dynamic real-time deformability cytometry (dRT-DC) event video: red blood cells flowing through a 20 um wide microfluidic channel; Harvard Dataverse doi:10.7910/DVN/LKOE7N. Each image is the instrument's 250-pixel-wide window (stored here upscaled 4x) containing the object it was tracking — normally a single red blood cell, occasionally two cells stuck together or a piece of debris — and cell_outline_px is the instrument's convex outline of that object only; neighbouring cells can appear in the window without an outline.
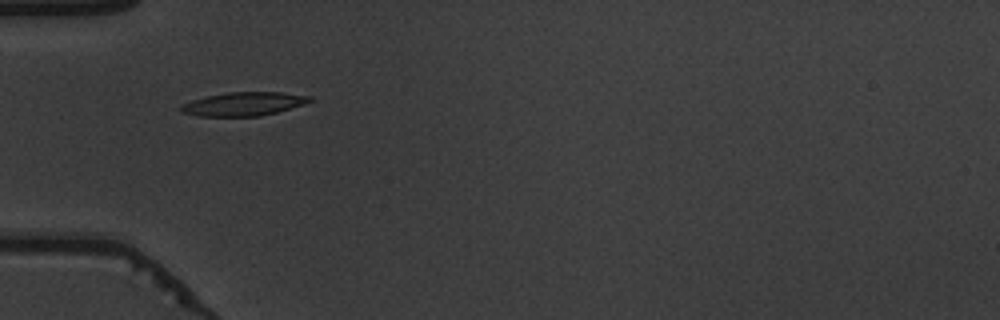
{"species": "common noctule bat (a hibernating species)", "species_latin": "Nyctalus noctula", "temperature_condition": "warm", "stored_images_in_passage": 33, "camera_frame_rate_fps": 3000, "um_per_image_px": 0.085, "animal": {"sex": "male", "body_mass_g": 19.5, "forearm_length_mm": 54.6}, "frame": {"image": 1, "passage_image": 1, "time_ms": 0.0, "image_size_px": [1000, 320], "cell_outline_px": [[312, 100], [304, 104], [276, 112], [260, 116], [196, 116], [180, 112], [180, 104], [192, 100], [208, 96], [228, 92], [284, 92], [312, 96]], "centroid_in_image_um": [20.69, 8.83], "position_along_channel_um": 64.3, "area_um2": 17.74}}
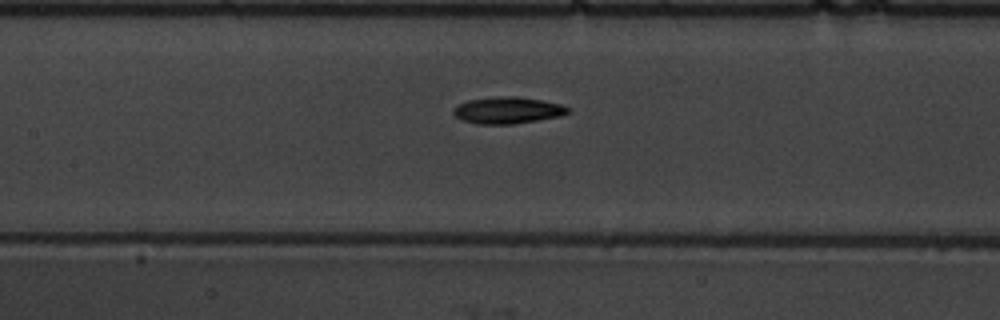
{"frame": {"image": 2, "passage_image": 9, "time_ms": 2.667, "image_size_px": [1000, 320], "cell_outline_px": [[572, 112], [560, 116], [516, 124], [476, 124], [460, 120], [452, 112], [452, 108], [456, 104], [468, 100], [500, 96], [516, 96], [540, 100], [560, 104], [572, 108]], "centroid_in_image_um": [43.13, 9.38], "position_along_channel_um": 164.3, "area_um2": 18.09}}
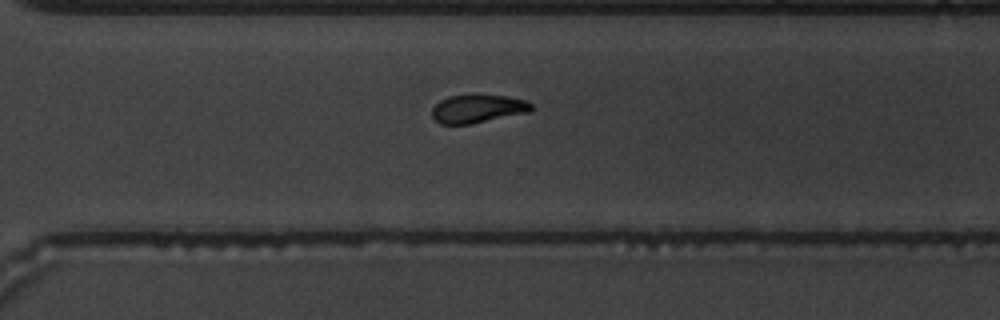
{"frame": {"image": 3, "passage_image": 22, "time_ms": 7.0, "image_size_px": [1000, 320], "cell_outline_px": [[532, 112], [472, 124], [440, 124], [432, 116], [432, 108], [440, 100], [448, 96], [476, 92], [508, 96], [524, 100], [532, 104]], "centroid_in_image_um": [40.62, 9.2], "position_along_channel_um": 330.0, "area_um2": 17.11}, "authors_computed_cell_mechanics": {"area_um2": 17.7446, "velocity_mm_per_s": 3.8372, "shape_relaxation_time_tau1_ms": 2.9225, "shape_relaxation_time_tau2_ms": 6.7308, "deformation_change_tau1": 0.1358, "deformation_change_tau2": 0.0971}}